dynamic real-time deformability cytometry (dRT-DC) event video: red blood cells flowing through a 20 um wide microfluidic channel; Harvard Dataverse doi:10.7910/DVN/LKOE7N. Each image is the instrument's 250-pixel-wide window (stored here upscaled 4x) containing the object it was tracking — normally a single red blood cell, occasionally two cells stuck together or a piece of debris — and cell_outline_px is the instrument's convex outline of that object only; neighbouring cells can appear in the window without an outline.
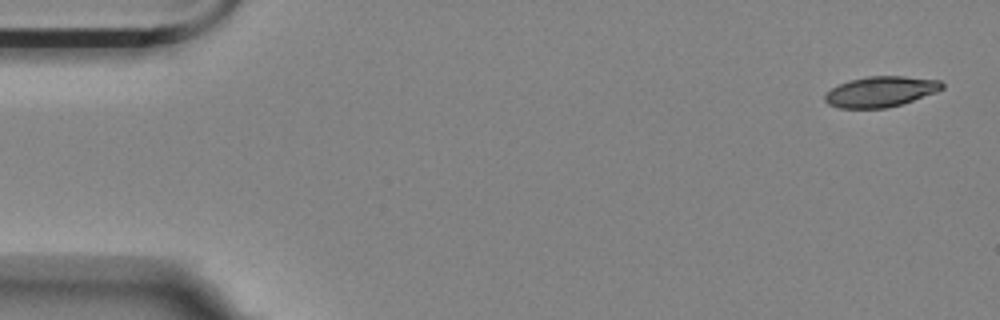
{"species": "Egyptian fruit bat (a non-hibernating species)", "species_latin": "Rousettus aegyptiacus", "temperature_condition": "room temperature", "stored_images_in_passage": 9, "camera_frame_rate_fps": 3000, "um_per_image_px": 0.085, "animal": {"sex": "female"}, "frame": {"image": 1, "passage_image": 1, "time_ms": 0.0, "image_size_px": [1000, 320], "cell_outline_px": [[944, 88], [936, 92], [900, 104], [884, 108], [840, 108], [828, 104], [824, 100], [824, 96], [832, 88], [840, 84], [852, 80], [868, 76], [904, 76], [940, 80], [944, 84]], "centroid_in_image_um": [74.87, 7.78], "position_along_channel_um": 10.1, "area_um2": 20.58}}
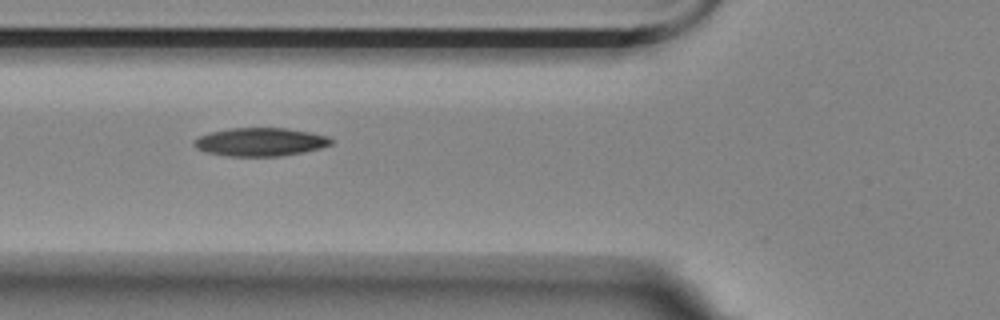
{"frame": {"image": 2, "passage_image": 6, "time_ms": 6.0, "image_size_px": [1000, 320], "cell_outline_px": [[332, 144], [320, 148], [304, 152], [280, 156], [228, 156], [204, 152], [196, 148], [192, 144], [200, 136], [208, 132], [228, 128], [288, 128], [312, 132], [328, 136], [332, 140]], "centroid_in_image_um": [22.12, 12.06], "position_along_channel_um": 103.7, "area_um2": 22.77}}
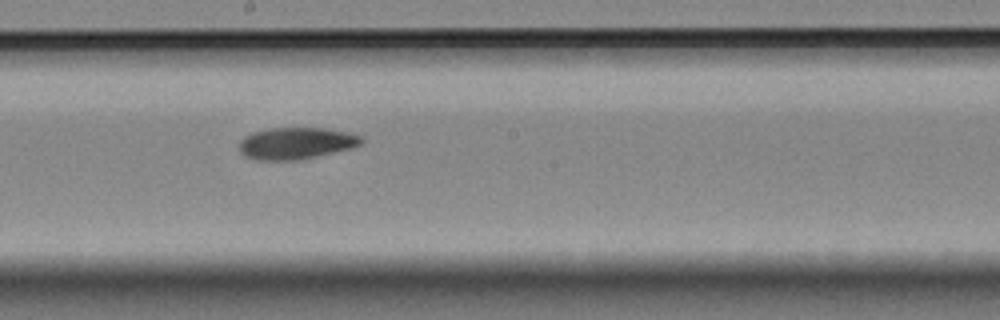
{"frame": {"image": 3, "passage_image": 9, "time_ms": 9.333, "image_size_px": [1000, 320], "cell_outline_px": [[364, 140], [360, 144], [352, 148], [300, 160], [256, 160], [244, 156], [240, 152], [240, 140], [244, 136], [252, 132], [272, 128], [324, 128], [348, 132], [364, 136]], "centroid_in_image_um": [25.18, 12.18], "position_along_channel_um": 223.0, "area_um2": 22.77}}